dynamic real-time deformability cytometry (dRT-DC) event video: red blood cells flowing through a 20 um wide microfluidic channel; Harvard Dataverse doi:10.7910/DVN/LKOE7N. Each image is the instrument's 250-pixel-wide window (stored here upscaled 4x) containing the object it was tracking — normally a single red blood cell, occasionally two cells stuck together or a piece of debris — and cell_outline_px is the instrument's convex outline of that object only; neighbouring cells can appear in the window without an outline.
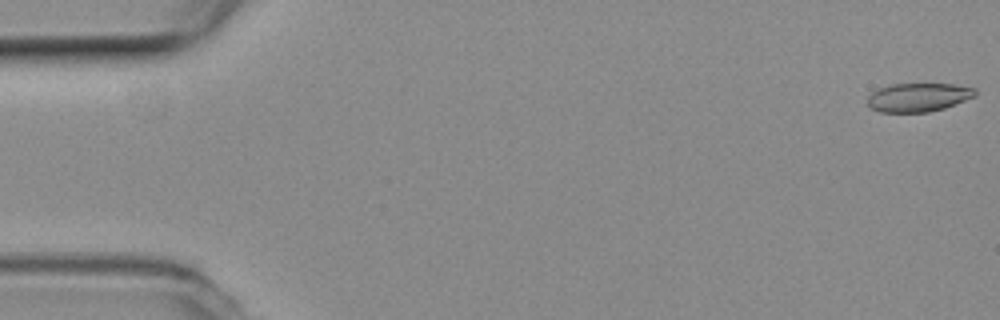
{"species": "common noctule bat (a hibernating species)", "species_latin": "Nyctalus noctula", "temperature_condition": "room temperature", "stored_images_in_passage": 54, "camera_frame_rate_fps": 3000, "um_per_image_px": 0.085, "animal": {"sex": "female", "body_mass_g": 19.3, "forearm_length_mm": 54.1}, "frame": {"image": 1, "passage_image": 1, "time_ms": 0.0, "image_size_px": [1000, 320], "cell_outline_px": [[976, 96], [944, 108], [928, 112], [880, 112], [872, 108], [868, 104], [868, 96], [872, 92], [880, 88], [892, 84], [952, 84], [976, 88]], "centroid_in_image_um": [78.07, 8.27], "position_along_channel_um": 6.9, "area_um2": 17.86}}
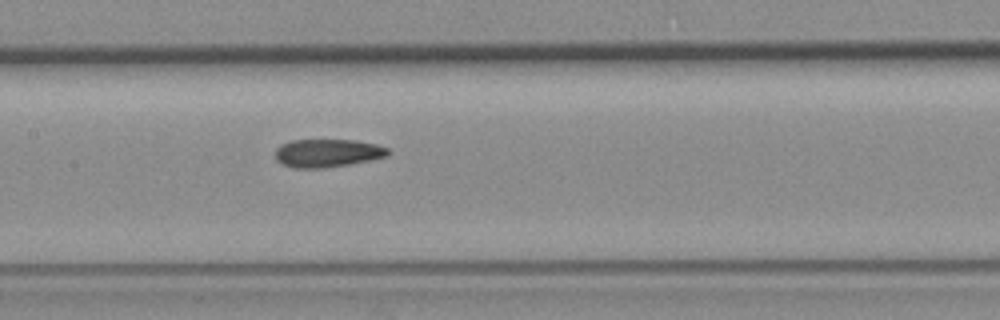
{"frame": {"image": 2, "passage_image": 26, "time_ms": 8.333, "image_size_px": [1000, 320], "cell_outline_px": [[392, 152], [388, 156], [348, 164], [324, 168], [292, 168], [280, 164], [276, 160], [276, 148], [280, 144], [292, 140], [356, 140], [376, 144], [388, 148]], "centroid_in_image_um": [27.81, 13.01], "position_along_channel_um": 179.6, "area_um2": 18.61}}
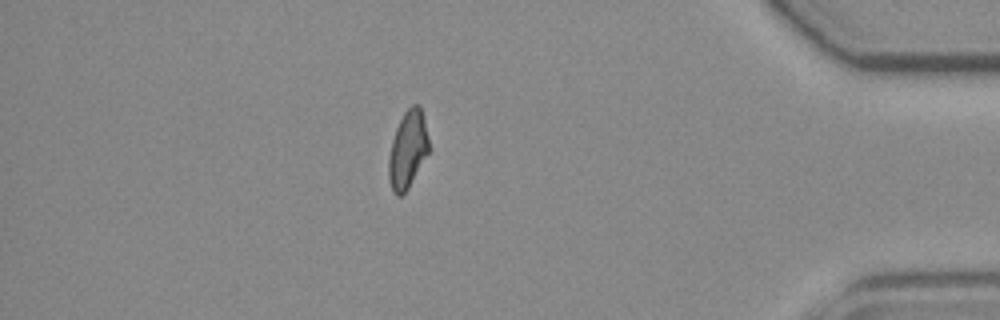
{"frame": {"image": 3, "passage_image": 47, "time_ms": 15.333, "image_size_px": [1000, 320], "cell_outline_px": [[428, 152], [408, 188], [400, 196], [396, 196], [392, 192], [388, 180], [388, 160], [392, 140], [396, 128], [404, 112], [412, 104], [420, 104], [428, 136]], "centroid_in_image_um": [34.63, 12.72], "position_along_channel_um": 400.6, "area_um2": 17.98}, "authors_computed_cell_mechanics": {"area_um2": 18.5538, "velocity_mm_per_s": 3.789, "shape_relaxation_time_tau1_ms": 9.9826, "shape_relaxation_time_tau2_ms": 1.3366, "deformation_change_tau1": 0.1999, "deformation_change_tau2": 0.0801}}